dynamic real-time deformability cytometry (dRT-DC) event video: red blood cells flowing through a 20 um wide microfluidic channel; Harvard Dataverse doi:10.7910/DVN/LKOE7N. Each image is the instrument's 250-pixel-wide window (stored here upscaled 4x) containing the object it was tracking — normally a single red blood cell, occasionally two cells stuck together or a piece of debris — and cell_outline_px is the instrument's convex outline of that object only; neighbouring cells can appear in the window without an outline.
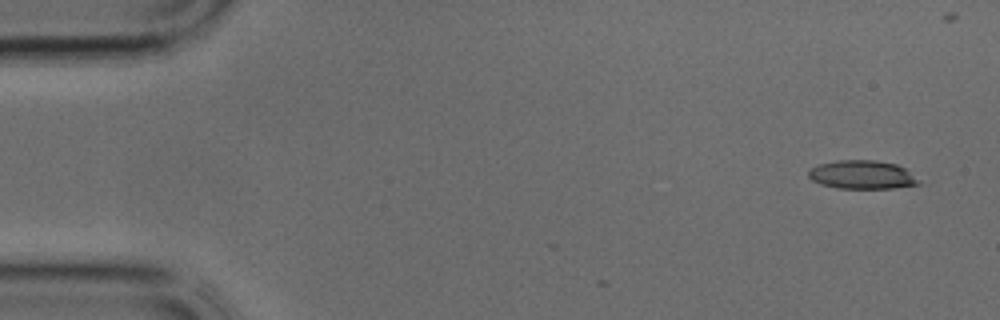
{"species": "common noctule bat (a hibernating species)", "species_latin": "Nyctalus noctula", "temperature_condition": "cold", "stored_images_in_passage": 2, "camera_frame_rate_fps": 3000, "um_per_image_px": 0.085, "animal": {"sex": "male", "body_mass_g": 17.9, "forearm_length_mm": 54.2}, "frame": {"image": 1, "passage_image": 2, "time_ms": 0.333, "image_size_px": [1000, 320], "cell_outline_px": [[924, 184], [892, 188], [836, 188], [820, 184], [812, 180], [808, 176], [808, 172], [812, 168], [820, 164], [836, 160], [876, 160], [896, 164], [904, 168], [920, 180]], "centroid_in_image_um": [73.3, 14.86], "position_along_channel_um": 11.7, "area_um2": 18.38}}